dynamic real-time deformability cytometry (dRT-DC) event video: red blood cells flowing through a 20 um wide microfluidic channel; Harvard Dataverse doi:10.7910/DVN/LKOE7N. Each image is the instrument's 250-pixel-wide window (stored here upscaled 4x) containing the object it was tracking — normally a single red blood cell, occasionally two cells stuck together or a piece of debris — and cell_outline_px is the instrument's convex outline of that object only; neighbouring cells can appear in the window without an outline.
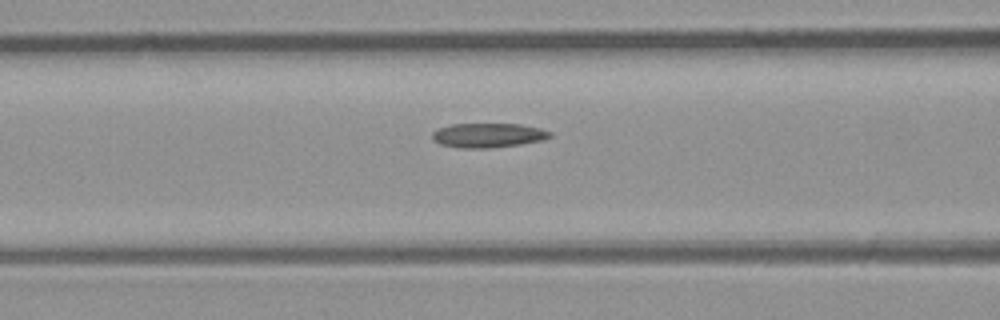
{"species": "common noctule bat (a hibernating species)", "species_latin": "Nyctalus noctula", "temperature_condition": "room temperature", "stored_images_in_passage": 5, "camera_frame_rate_fps": 3000, "um_per_image_px": 0.085, "animal": {"sex": "male", "body_mass_g": 23.1, "forearm_length_mm": 52.7}, "frame": {"image": 1, "passage_image": 5, "time_ms": 4.667, "image_size_px": [1000, 320], "cell_outline_px": [[552, 136], [544, 140], [520, 144], [488, 148], [460, 148], [440, 144], [432, 140], [432, 132], [436, 128], [452, 124], [520, 124], [540, 128], [552, 132]], "centroid_in_image_um": [41.47, 11.5], "position_along_channel_um": 125.1, "area_um2": 16.88}}